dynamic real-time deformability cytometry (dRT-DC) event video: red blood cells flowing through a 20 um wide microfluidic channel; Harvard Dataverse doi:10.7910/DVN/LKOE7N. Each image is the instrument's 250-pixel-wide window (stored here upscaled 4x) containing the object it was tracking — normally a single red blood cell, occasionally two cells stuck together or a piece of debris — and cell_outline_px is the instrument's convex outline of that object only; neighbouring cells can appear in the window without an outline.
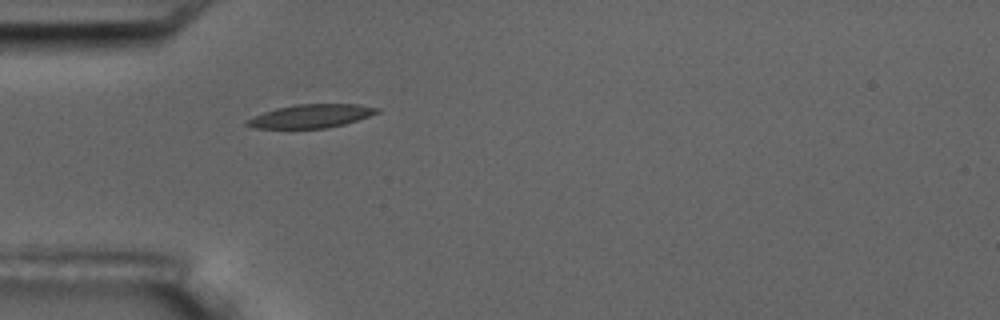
{"species": "common noctule bat (a hibernating species)", "species_latin": "Nyctalus noctula", "temperature_condition": "room temperature", "stored_images_in_passage": 1, "camera_frame_rate_fps": 3000, "um_per_image_px": 0.085, "animal": {"sex": "male", "body_mass_g": 17.5, "forearm_length_mm": 52.3}, "frame": {"image": 1, "passage_image": 1, "time_ms": 0.0, "image_size_px": [1000, 320], "cell_outline_px": [[380, 112], [344, 124], [328, 128], [256, 128], [244, 124], [244, 120], [264, 112], [276, 108], [296, 104], [360, 104], [380, 108]], "centroid_in_image_um": [26.43, 9.86], "position_along_channel_um": 58.6, "area_um2": 17.74}}